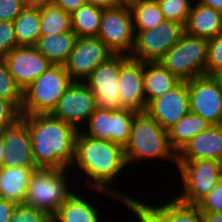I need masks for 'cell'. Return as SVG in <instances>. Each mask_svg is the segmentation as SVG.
I'll use <instances>...</instances> for the list:
<instances>
[{"mask_svg": "<svg viewBox=\"0 0 222 222\" xmlns=\"http://www.w3.org/2000/svg\"><path fill=\"white\" fill-rule=\"evenodd\" d=\"M2 59L22 91L52 65L34 46H17Z\"/></svg>", "mask_w": 222, "mask_h": 222, "instance_id": "2e32d148", "label": "cell"}, {"mask_svg": "<svg viewBox=\"0 0 222 222\" xmlns=\"http://www.w3.org/2000/svg\"><path fill=\"white\" fill-rule=\"evenodd\" d=\"M20 0H0V21H12L24 10Z\"/></svg>", "mask_w": 222, "mask_h": 222, "instance_id": "74e56055", "label": "cell"}, {"mask_svg": "<svg viewBox=\"0 0 222 222\" xmlns=\"http://www.w3.org/2000/svg\"><path fill=\"white\" fill-rule=\"evenodd\" d=\"M138 203L131 209L141 222H204L197 205H190L177 200L174 196L169 201L150 205Z\"/></svg>", "mask_w": 222, "mask_h": 222, "instance_id": "ac0fdd59", "label": "cell"}, {"mask_svg": "<svg viewBox=\"0 0 222 222\" xmlns=\"http://www.w3.org/2000/svg\"><path fill=\"white\" fill-rule=\"evenodd\" d=\"M180 80H178L168 69H166L159 61L144 62V93L147 104L154 98L174 88Z\"/></svg>", "mask_w": 222, "mask_h": 222, "instance_id": "d4e9b609", "label": "cell"}, {"mask_svg": "<svg viewBox=\"0 0 222 222\" xmlns=\"http://www.w3.org/2000/svg\"><path fill=\"white\" fill-rule=\"evenodd\" d=\"M134 31L149 30L165 21L156 0H138L129 5Z\"/></svg>", "mask_w": 222, "mask_h": 222, "instance_id": "83f0119b", "label": "cell"}, {"mask_svg": "<svg viewBox=\"0 0 222 222\" xmlns=\"http://www.w3.org/2000/svg\"><path fill=\"white\" fill-rule=\"evenodd\" d=\"M40 9L25 8L14 20L18 46H35L40 37Z\"/></svg>", "mask_w": 222, "mask_h": 222, "instance_id": "4316f807", "label": "cell"}, {"mask_svg": "<svg viewBox=\"0 0 222 222\" xmlns=\"http://www.w3.org/2000/svg\"><path fill=\"white\" fill-rule=\"evenodd\" d=\"M1 134L4 167H36L28 128L21 118L14 124L3 128Z\"/></svg>", "mask_w": 222, "mask_h": 222, "instance_id": "d6986e66", "label": "cell"}, {"mask_svg": "<svg viewBox=\"0 0 222 222\" xmlns=\"http://www.w3.org/2000/svg\"><path fill=\"white\" fill-rule=\"evenodd\" d=\"M145 112L168 130L190 112L188 82L180 81L167 93L152 99Z\"/></svg>", "mask_w": 222, "mask_h": 222, "instance_id": "9a60e30c", "label": "cell"}, {"mask_svg": "<svg viewBox=\"0 0 222 222\" xmlns=\"http://www.w3.org/2000/svg\"><path fill=\"white\" fill-rule=\"evenodd\" d=\"M190 112L211 125L222 124V79L201 75L188 81Z\"/></svg>", "mask_w": 222, "mask_h": 222, "instance_id": "8fae6325", "label": "cell"}, {"mask_svg": "<svg viewBox=\"0 0 222 222\" xmlns=\"http://www.w3.org/2000/svg\"><path fill=\"white\" fill-rule=\"evenodd\" d=\"M121 66L122 54H114L96 67L84 81L95 95L97 108L109 110L122 108L118 90Z\"/></svg>", "mask_w": 222, "mask_h": 222, "instance_id": "7c38bea8", "label": "cell"}, {"mask_svg": "<svg viewBox=\"0 0 222 222\" xmlns=\"http://www.w3.org/2000/svg\"><path fill=\"white\" fill-rule=\"evenodd\" d=\"M165 20L186 24L194 0H156Z\"/></svg>", "mask_w": 222, "mask_h": 222, "instance_id": "1f68e13d", "label": "cell"}, {"mask_svg": "<svg viewBox=\"0 0 222 222\" xmlns=\"http://www.w3.org/2000/svg\"><path fill=\"white\" fill-rule=\"evenodd\" d=\"M68 170L71 171L69 168L36 169L30 177L23 204L53 216L74 191L69 187Z\"/></svg>", "mask_w": 222, "mask_h": 222, "instance_id": "277c9868", "label": "cell"}, {"mask_svg": "<svg viewBox=\"0 0 222 222\" xmlns=\"http://www.w3.org/2000/svg\"><path fill=\"white\" fill-rule=\"evenodd\" d=\"M17 205L15 202L0 198V222H9Z\"/></svg>", "mask_w": 222, "mask_h": 222, "instance_id": "ab89813d", "label": "cell"}, {"mask_svg": "<svg viewBox=\"0 0 222 222\" xmlns=\"http://www.w3.org/2000/svg\"><path fill=\"white\" fill-rule=\"evenodd\" d=\"M18 46L12 21H0V58Z\"/></svg>", "mask_w": 222, "mask_h": 222, "instance_id": "d590c367", "label": "cell"}, {"mask_svg": "<svg viewBox=\"0 0 222 222\" xmlns=\"http://www.w3.org/2000/svg\"><path fill=\"white\" fill-rule=\"evenodd\" d=\"M72 82L63 65H51L23 90L21 115L51 113Z\"/></svg>", "mask_w": 222, "mask_h": 222, "instance_id": "5b68a950", "label": "cell"}, {"mask_svg": "<svg viewBox=\"0 0 222 222\" xmlns=\"http://www.w3.org/2000/svg\"><path fill=\"white\" fill-rule=\"evenodd\" d=\"M208 39L184 33L159 62L178 80L188 82L205 75Z\"/></svg>", "mask_w": 222, "mask_h": 222, "instance_id": "8992f818", "label": "cell"}, {"mask_svg": "<svg viewBox=\"0 0 222 222\" xmlns=\"http://www.w3.org/2000/svg\"><path fill=\"white\" fill-rule=\"evenodd\" d=\"M103 9L85 4L71 14L72 31L78 38L97 37Z\"/></svg>", "mask_w": 222, "mask_h": 222, "instance_id": "f1b7e54d", "label": "cell"}, {"mask_svg": "<svg viewBox=\"0 0 222 222\" xmlns=\"http://www.w3.org/2000/svg\"><path fill=\"white\" fill-rule=\"evenodd\" d=\"M21 117L20 110L10 101L0 98V132Z\"/></svg>", "mask_w": 222, "mask_h": 222, "instance_id": "8d00e7d4", "label": "cell"}, {"mask_svg": "<svg viewBox=\"0 0 222 222\" xmlns=\"http://www.w3.org/2000/svg\"><path fill=\"white\" fill-rule=\"evenodd\" d=\"M28 128L33 159L37 168L64 169L72 167L77 130L51 113L21 115Z\"/></svg>", "mask_w": 222, "mask_h": 222, "instance_id": "7a4b0ae2", "label": "cell"}, {"mask_svg": "<svg viewBox=\"0 0 222 222\" xmlns=\"http://www.w3.org/2000/svg\"><path fill=\"white\" fill-rule=\"evenodd\" d=\"M114 53L97 37L77 38L63 65L72 81L84 82L91 72Z\"/></svg>", "mask_w": 222, "mask_h": 222, "instance_id": "5bb4252c", "label": "cell"}, {"mask_svg": "<svg viewBox=\"0 0 222 222\" xmlns=\"http://www.w3.org/2000/svg\"><path fill=\"white\" fill-rule=\"evenodd\" d=\"M97 38L114 54L130 56L134 47L135 32L129 5L103 9Z\"/></svg>", "mask_w": 222, "mask_h": 222, "instance_id": "9c48e42d", "label": "cell"}, {"mask_svg": "<svg viewBox=\"0 0 222 222\" xmlns=\"http://www.w3.org/2000/svg\"><path fill=\"white\" fill-rule=\"evenodd\" d=\"M144 62L122 54L118 90L122 108L145 112L147 100L144 93Z\"/></svg>", "mask_w": 222, "mask_h": 222, "instance_id": "e0dca14e", "label": "cell"}, {"mask_svg": "<svg viewBox=\"0 0 222 222\" xmlns=\"http://www.w3.org/2000/svg\"><path fill=\"white\" fill-rule=\"evenodd\" d=\"M185 33L206 39L222 34V13L200 3H192Z\"/></svg>", "mask_w": 222, "mask_h": 222, "instance_id": "44dd1931", "label": "cell"}, {"mask_svg": "<svg viewBox=\"0 0 222 222\" xmlns=\"http://www.w3.org/2000/svg\"><path fill=\"white\" fill-rule=\"evenodd\" d=\"M134 32L135 42L130 57L142 62H157L179 42L185 29L180 23L165 20L153 29Z\"/></svg>", "mask_w": 222, "mask_h": 222, "instance_id": "ba28073f", "label": "cell"}, {"mask_svg": "<svg viewBox=\"0 0 222 222\" xmlns=\"http://www.w3.org/2000/svg\"><path fill=\"white\" fill-rule=\"evenodd\" d=\"M197 206L201 212L222 214V179Z\"/></svg>", "mask_w": 222, "mask_h": 222, "instance_id": "e575fe53", "label": "cell"}, {"mask_svg": "<svg viewBox=\"0 0 222 222\" xmlns=\"http://www.w3.org/2000/svg\"><path fill=\"white\" fill-rule=\"evenodd\" d=\"M37 167L0 168V198L23 204L30 177Z\"/></svg>", "mask_w": 222, "mask_h": 222, "instance_id": "7402d4cb", "label": "cell"}, {"mask_svg": "<svg viewBox=\"0 0 222 222\" xmlns=\"http://www.w3.org/2000/svg\"><path fill=\"white\" fill-rule=\"evenodd\" d=\"M181 178V192L175 198L197 205L222 179V162L214 160H177Z\"/></svg>", "mask_w": 222, "mask_h": 222, "instance_id": "52a82bcc", "label": "cell"}, {"mask_svg": "<svg viewBox=\"0 0 222 222\" xmlns=\"http://www.w3.org/2000/svg\"><path fill=\"white\" fill-rule=\"evenodd\" d=\"M40 36L72 31L71 15L52 2L40 8Z\"/></svg>", "mask_w": 222, "mask_h": 222, "instance_id": "f546056e", "label": "cell"}, {"mask_svg": "<svg viewBox=\"0 0 222 222\" xmlns=\"http://www.w3.org/2000/svg\"><path fill=\"white\" fill-rule=\"evenodd\" d=\"M87 3L102 9L116 8L123 5L119 0H87Z\"/></svg>", "mask_w": 222, "mask_h": 222, "instance_id": "60d3db41", "label": "cell"}, {"mask_svg": "<svg viewBox=\"0 0 222 222\" xmlns=\"http://www.w3.org/2000/svg\"><path fill=\"white\" fill-rule=\"evenodd\" d=\"M52 216L45 211L25 204H18L9 222H50Z\"/></svg>", "mask_w": 222, "mask_h": 222, "instance_id": "836d02e7", "label": "cell"}, {"mask_svg": "<svg viewBox=\"0 0 222 222\" xmlns=\"http://www.w3.org/2000/svg\"><path fill=\"white\" fill-rule=\"evenodd\" d=\"M205 75H222V34L208 39Z\"/></svg>", "mask_w": 222, "mask_h": 222, "instance_id": "d6a6232c", "label": "cell"}, {"mask_svg": "<svg viewBox=\"0 0 222 222\" xmlns=\"http://www.w3.org/2000/svg\"><path fill=\"white\" fill-rule=\"evenodd\" d=\"M77 192V193H76ZM73 194L57 209L52 216L54 222H101L100 211L89 200L78 195V191Z\"/></svg>", "mask_w": 222, "mask_h": 222, "instance_id": "cb8c5ba5", "label": "cell"}, {"mask_svg": "<svg viewBox=\"0 0 222 222\" xmlns=\"http://www.w3.org/2000/svg\"><path fill=\"white\" fill-rule=\"evenodd\" d=\"M3 158H4L3 139H2V134L0 132V168L3 167Z\"/></svg>", "mask_w": 222, "mask_h": 222, "instance_id": "f6af8a7d", "label": "cell"}, {"mask_svg": "<svg viewBox=\"0 0 222 222\" xmlns=\"http://www.w3.org/2000/svg\"><path fill=\"white\" fill-rule=\"evenodd\" d=\"M210 126L201 116L189 112L167 130L172 149L178 154L193 137Z\"/></svg>", "mask_w": 222, "mask_h": 222, "instance_id": "484cf974", "label": "cell"}, {"mask_svg": "<svg viewBox=\"0 0 222 222\" xmlns=\"http://www.w3.org/2000/svg\"><path fill=\"white\" fill-rule=\"evenodd\" d=\"M77 38L73 31L40 36L34 47L52 65H64L74 48Z\"/></svg>", "mask_w": 222, "mask_h": 222, "instance_id": "603a6c76", "label": "cell"}, {"mask_svg": "<svg viewBox=\"0 0 222 222\" xmlns=\"http://www.w3.org/2000/svg\"><path fill=\"white\" fill-rule=\"evenodd\" d=\"M51 2L70 15L87 4V0H51Z\"/></svg>", "mask_w": 222, "mask_h": 222, "instance_id": "f35d334b", "label": "cell"}, {"mask_svg": "<svg viewBox=\"0 0 222 222\" xmlns=\"http://www.w3.org/2000/svg\"><path fill=\"white\" fill-rule=\"evenodd\" d=\"M24 8L40 9L51 0H20Z\"/></svg>", "mask_w": 222, "mask_h": 222, "instance_id": "b9f144b4", "label": "cell"}, {"mask_svg": "<svg viewBox=\"0 0 222 222\" xmlns=\"http://www.w3.org/2000/svg\"><path fill=\"white\" fill-rule=\"evenodd\" d=\"M75 164H77L75 167L88 176L86 178L89 180L86 179V181L91 190L94 189L119 199L118 201H121L129 210L138 203L139 200L121 194L111 187L116 182L118 174L128 166L124 147L91 138L79 130L75 138V157L71 169Z\"/></svg>", "mask_w": 222, "mask_h": 222, "instance_id": "6da1fadb", "label": "cell"}, {"mask_svg": "<svg viewBox=\"0 0 222 222\" xmlns=\"http://www.w3.org/2000/svg\"><path fill=\"white\" fill-rule=\"evenodd\" d=\"M124 150L128 166L134 161L141 162L142 159L168 160L172 164L177 162V154L170 145L168 131L146 112H138L134 116Z\"/></svg>", "mask_w": 222, "mask_h": 222, "instance_id": "3957f363", "label": "cell"}, {"mask_svg": "<svg viewBox=\"0 0 222 222\" xmlns=\"http://www.w3.org/2000/svg\"><path fill=\"white\" fill-rule=\"evenodd\" d=\"M96 109L95 95L87 84L73 81L61 96L51 114L65 123L72 124L77 130H81Z\"/></svg>", "mask_w": 222, "mask_h": 222, "instance_id": "4fadbf2b", "label": "cell"}, {"mask_svg": "<svg viewBox=\"0 0 222 222\" xmlns=\"http://www.w3.org/2000/svg\"><path fill=\"white\" fill-rule=\"evenodd\" d=\"M177 160H214L222 162V124L211 125L193 137L177 154Z\"/></svg>", "mask_w": 222, "mask_h": 222, "instance_id": "ffe728a7", "label": "cell"}, {"mask_svg": "<svg viewBox=\"0 0 222 222\" xmlns=\"http://www.w3.org/2000/svg\"><path fill=\"white\" fill-rule=\"evenodd\" d=\"M0 98L12 102L21 110L23 91L16 84L2 58H0Z\"/></svg>", "mask_w": 222, "mask_h": 222, "instance_id": "4dcf8cb0", "label": "cell"}, {"mask_svg": "<svg viewBox=\"0 0 222 222\" xmlns=\"http://www.w3.org/2000/svg\"><path fill=\"white\" fill-rule=\"evenodd\" d=\"M204 222H222L221 213L202 212Z\"/></svg>", "mask_w": 222, "mask_h": 222, "instance_id": "ee69618b", "label": "cell"}, {"mask_svg": "<svg viewBox=\"0 0 222 222\" xmlns=\"http://www.w3.org/2000/svg\"><path fill=\"white\" fill-rule=\"evenodd\" d=\"M123 5H130L133 2H136L138 0H119Z\"/></svg>", "mask_w": 222, "mask_h": 222, "instance_id": "bcb514c9", "label": "cell"}, {"mask_svg": "<svg viewBox=\"0 0 222 222\" xmlns=\"http://www.w3.org/2000/svg\"><path fill=\"white\" fill-rule=\"evenodd\" d=\"M138 112L121 108L118 110L97 108L81 131L94 139L109 141L125 147L129 140L131 124Z\"/></svg>", "mask_w": 222, "mask_h": 222, "instance_id": "30bf717a", "label": "cell"}, {"mask_svg": "<svg viewBox=\"0 0 222 222\" xmlns=\"http://www.w3.org/2000/svg\"><path fill=\"white\" fill-rule=\"evenodd\" d=\"M194 2L211 7L222 13V0H194Z\"/></svg>", "mask_w": 222, "mask_h": 222, "instance_id": "7bdbcfd3", "label": "cell"}]
</instances>
